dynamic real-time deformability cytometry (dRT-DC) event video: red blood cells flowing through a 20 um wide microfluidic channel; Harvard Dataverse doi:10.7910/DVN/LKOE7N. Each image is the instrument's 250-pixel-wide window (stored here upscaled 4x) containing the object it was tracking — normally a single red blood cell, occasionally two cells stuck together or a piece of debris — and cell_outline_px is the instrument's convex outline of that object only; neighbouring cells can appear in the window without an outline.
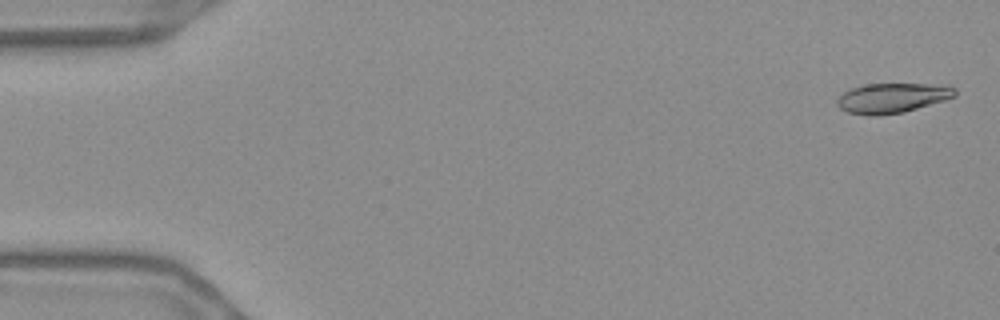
{"species": "Egyptian fruit bat (a non-hibernating species)", "species_latin": "Rousettus aegyptiacus", "temperature_condition": "warm", "stored_images_in_passage": 56, "camera_frame_rate_fps": 3000, "um_per_image_px": 0.085, "frame": {"image": 1, "passage_image": 2, "time_ms": 0.333, "image_size_px": [1000, 320], "cell_outline_px": [[956, 96], [944, 100], [904, 112], [876, 116], [848, 112], [840, 108], [836, 104], [836, 100], [844, 92], [852, 88], [868, 84], [948, 84], [956, 88]], "centroid_in_image_um": [75.88, 8.32], "position_along_channel_um": 9.1, "area_um2": 20.46}}
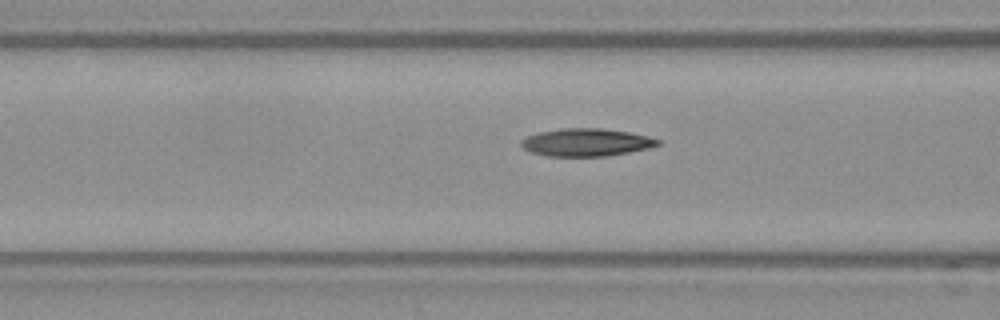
{"frame": {"image": 2, "passage_image": 22, "time_ms": 7.0, "image_size_px": [1000, 320], "cell_outline_px": [[660, 144], [648, 148], [608, 156], [544, 156], [532, 152], [524, 148], [520, 144], [520, 140], [528, 136], [540, 132], [560, 128], [600, 128], [628, 132], [648, 136], [660, 140]], "centroid_in_image_um": [49.82, 12.1], "position_along_channel_um": 116.8, "area_um2": 21.96}}
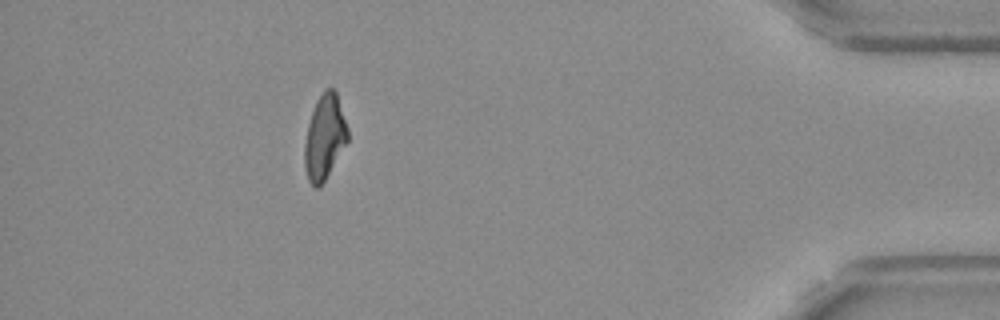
{"frame": {"image": 3, "passage_image": 50, "time_ms": 16.333, "image_size_px": [1000, 320], "cell_outline_px": [[348, 140], [324, 180], [316, 188], [308, 180], [304, 168], [304, 144], [308, 124], [316, 100], [324, 88], [332, 88], [336, 92], [348, 128]], "centroid_in_image_um": [27.57, 11.62], "position_along_channel_um": 407.6, "area_um2": 21.04}, "authors_computed_cell_mechanics": {"area_um2": 21.7039, "velocity_mm_per_s": 3.6799, "shape_relaxation_time_tau1_ms": 9.7826, "shape_relaxation_time_tau2_ms": 3.1939, "deformation_change_tau1": 0.249, "deformation_change_tau2": 0.1061}}